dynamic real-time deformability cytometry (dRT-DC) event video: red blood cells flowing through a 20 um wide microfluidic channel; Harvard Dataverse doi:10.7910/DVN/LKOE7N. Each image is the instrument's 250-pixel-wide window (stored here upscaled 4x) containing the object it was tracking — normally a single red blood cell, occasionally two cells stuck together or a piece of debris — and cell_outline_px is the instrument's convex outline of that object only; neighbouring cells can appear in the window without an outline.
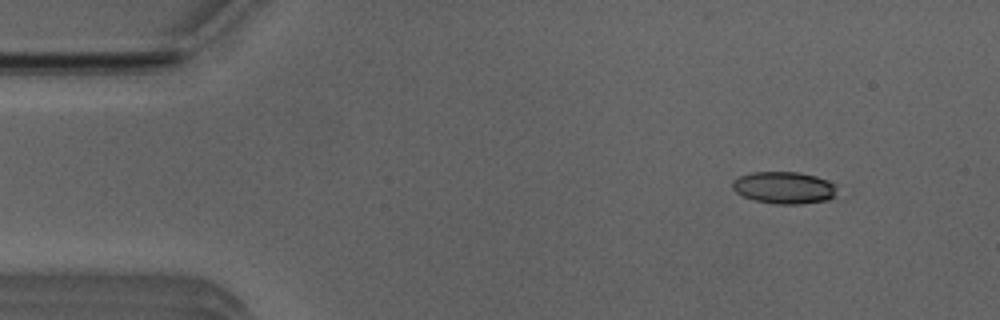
{"species": "Egyptian fruit bat (a non-hibernating species)", "species_latin": "Rousettus aegyptiacus", "temperature_condition": "room temperature", "stored_images_in_passage": 17, "camera_frame_rate_fps": 3000, "um_per_image_px": 0.085, "animal": {"sex": "male"}, "frame": {"image": 1, "passage_image": 1, "time_ms": 0.0, "image_size_px": [1000, 320], "cell_outline_px": [[836, 196], [828, 200], [800, 204], [776, 204], [756, 200], [744, 196], [736, 192], [732, 188], [732, 180], [740, 176], [752, 172], [800, 172], [816, 176], [828, 180], [832, 184]], "centroid_in_image_um": [66.63, 15.95], "position_along_channel_um": 18.4, "area_um2": 19.42}}